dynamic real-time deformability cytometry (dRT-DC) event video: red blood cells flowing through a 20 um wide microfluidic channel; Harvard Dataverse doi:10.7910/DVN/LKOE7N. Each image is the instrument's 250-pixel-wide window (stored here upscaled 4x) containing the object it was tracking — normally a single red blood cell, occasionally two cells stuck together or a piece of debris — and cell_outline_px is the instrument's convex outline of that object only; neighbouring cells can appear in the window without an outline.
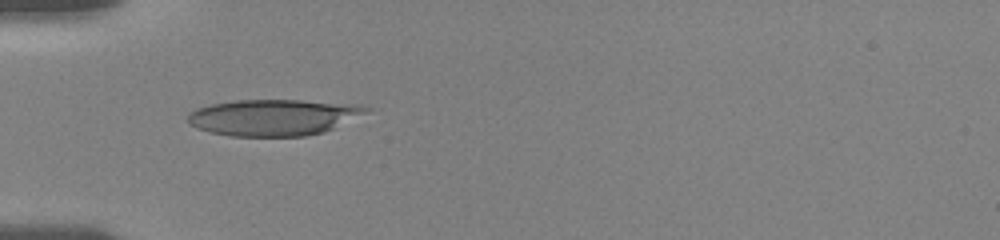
{"species": "human", "species_latin": "Homo sapiens", "temperature_condition": "room temperature", "stored_images_in_passage": 25, "camera_frame_rate_fps": 3000, "um_per_image_px": 0.085, "donor": {"sex": "female"}, "frame": {"image": 1, "passage_image": 1, "time_ms": 0.0, "image_size_px": [1000, 240], "cell_outline_px": [[372, 108], [368, 112], [324, 132], [304, 136], [232, 136], [212, 132], [196, 128], [188, 124], [188, 112], [196, 108], [212, 104], [236, 100], [300, 100], [360, 104]], "centroid_in_image_um": [23.25, 9.96], "position_along_channel_um": 61.8, "area_um2": 37.8}}
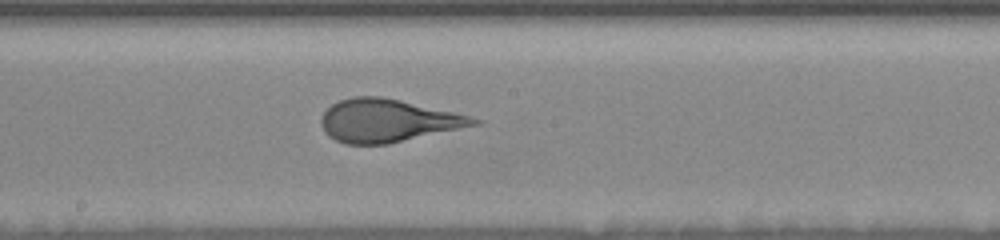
{"frame": {"image": 2, "passage_image": 14, "time_ms": 4.333, "image_size_px": [1000, 240], "cell_outline_px": [[484, 120], [480, 124], [388, 144], [344, 144], [328, 136], [324, 132], [320, 124], [320, 116], [332, 104], [340, 100], [352, 96], [380, 96], [400, 100], [452, 112]], "centroid_in_image_um": [32.9, 10.26], "position_along_channel_um": 215.3, "area_um2": 37.97}}
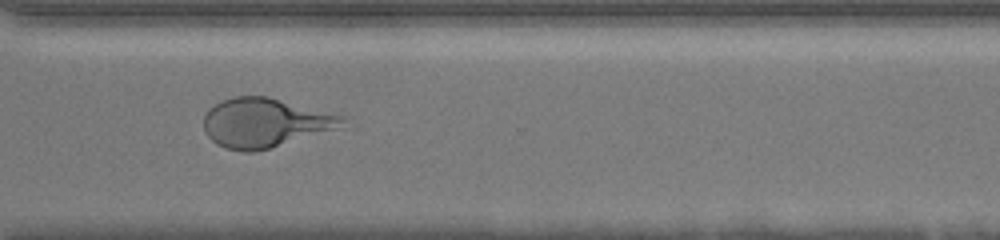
{"frame": {"image": 3, "passage_image": 24, "time_ms": 8.0, "image_size_px": [1000, 240], "cell_outline_px": [[344, 128], [268, 148], [252, 152], [244, 152], [224, 148], [216, 144], [204, 132], [204, 112], [208, 108], [224, 100], [236, 96], [268, 96], [344, 116]], "centroid_in_image_um": [22.53, 10.44], "position_along_channel_um": 348.1, "area_um2": 39.88}}